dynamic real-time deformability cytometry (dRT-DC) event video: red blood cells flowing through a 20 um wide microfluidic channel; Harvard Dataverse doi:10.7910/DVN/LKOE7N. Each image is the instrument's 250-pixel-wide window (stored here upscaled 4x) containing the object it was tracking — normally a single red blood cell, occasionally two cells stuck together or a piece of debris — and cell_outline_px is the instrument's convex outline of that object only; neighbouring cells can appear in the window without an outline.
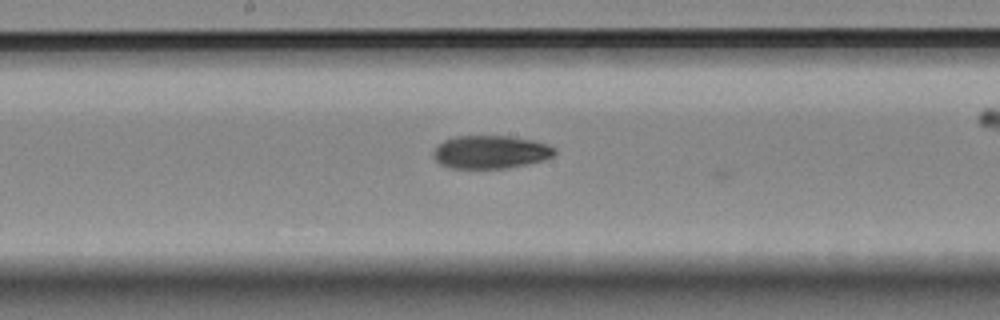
{"species": "Egyptian fruit bat (a non-hibernating species)", "species_latin": "Rousettus aegyptiacus", "temperature_condition": "room temperature", "stored_images_in_passage": 11, "camera_frame_rate_fps": 3000, "um_per_image_px": 0.085, "animal": {"sex": "female"}, "frame": {"image": 1, "passage_image": 10, "time_ms": 3.0, "image_size_px": [1000, 320], "cell_outline_px": [[556, 152], [552, 156], [544, 160], [528, 164], [508, 168], [448, 168], [440, 164], [432, 156], [432, 152], [436, 144], [444, 140], [456, 136], [508, 136], [532, 140], [548, 144], [556, 148]], "centroid_in_image_um": [41.67, 12.92], "position_along_channel_um": 206.5, "area_um2": 23.64}}